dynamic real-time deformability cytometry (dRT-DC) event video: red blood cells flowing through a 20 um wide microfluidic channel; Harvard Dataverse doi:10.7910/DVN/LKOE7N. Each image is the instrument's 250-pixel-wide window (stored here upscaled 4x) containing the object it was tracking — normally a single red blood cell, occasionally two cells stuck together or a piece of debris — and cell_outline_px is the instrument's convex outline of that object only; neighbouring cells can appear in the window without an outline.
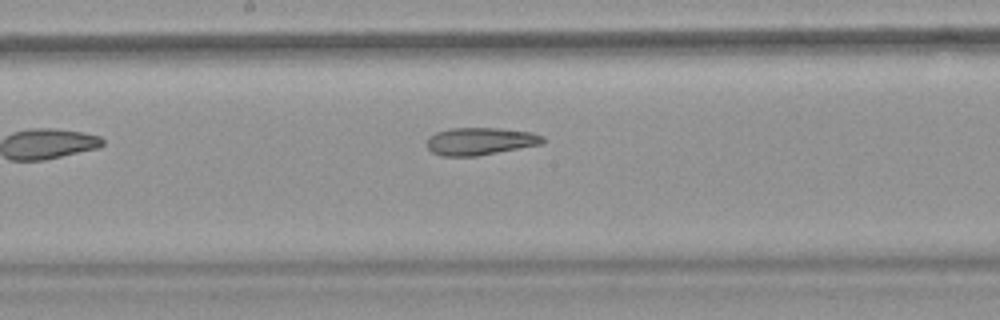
{"species": "common noctule bat (a hibernating species)", "species_latin": "Nyctalus noctula", "temperature_condition": "warm", "stored_images_in_passage": 8, "camera_frame_rate_fps": 3000, "um_per_image_px": 0.085, "animal": {"sex": "female", "body_mass_g": 18.4}, "frame": {"image": 1, "passage_image": 8, "time_ms": 9.333, "image_size_px": [1000, 320], "cell_outline_px": [[544, 144], [476, 156], [440, 156], [432, 152], [424, 144], [428, 136], [436, 132], [452, 128], [500, 128], [532, 132], [544, 136]], "centroid_in_image_um": [40.8, 12.0], "position_along_channel_um": 207.4, "area_um2": 18.84}}